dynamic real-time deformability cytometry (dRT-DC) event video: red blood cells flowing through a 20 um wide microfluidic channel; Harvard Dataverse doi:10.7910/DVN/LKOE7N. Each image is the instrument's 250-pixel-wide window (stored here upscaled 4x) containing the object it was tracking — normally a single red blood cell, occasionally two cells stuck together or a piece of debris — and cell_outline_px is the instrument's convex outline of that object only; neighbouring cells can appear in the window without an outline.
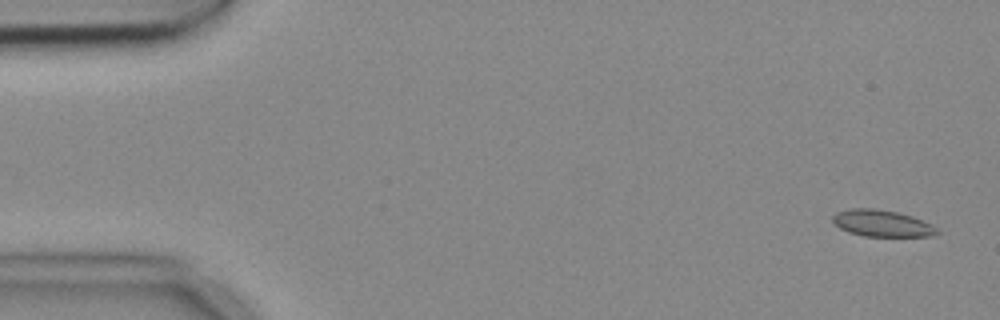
{"species": "common noctule bat (a hibernating species)", "species_latin": "Nyctalus noctula", "temperature_condition": "cold", "stored_images_in_passage": 5, "camera_frame_rate_fps": 3000, "um_per_image_px": 0.085, "animal": {"sex": "female", "body_mass_g": 18.4}, "frame": {"image": 1, "passage_image": 1, "time_ms": 0.0, "image_size_px": [1000, 320], "cell_outline_px": [[940, 232], [936, 236], [864, 236], [848, 232], [840, 228], [832, 220], [832, 216], [836, 212], [848, 208], [872, 208], [896, 212], [912, 216], [932, 224]], "centroid_in_image_um": [74.97, 18.98], "position_along_channel_um": 10.0, "area_um2": 16.24}}
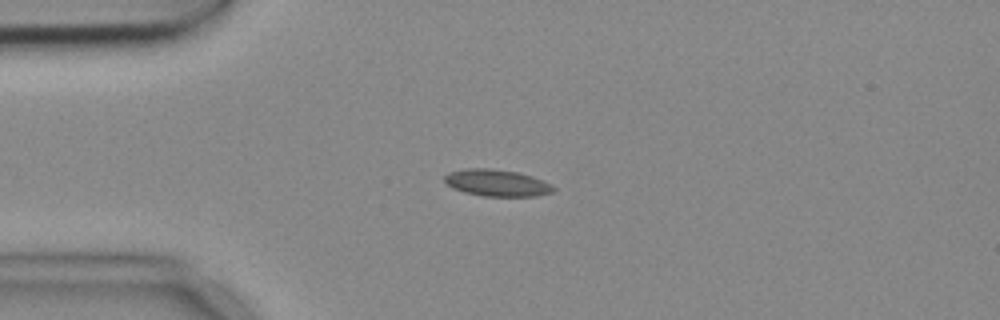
{"frame": {"image": 2, "passage_image": 4, "time_ms": 1.0, "image_size_px": [1000, 320], "cell_outline_px": [[556, 188], [552, 192], [536, 196], [484, 196], [464, 192], [452, 188], [444, 180], [444, 176], [448, 172], [464, 168], [488, 168], [516, 172], [532, 176], [544, 180], [552, 184]], "centroid_in_image_um": [42.23, 15.54], "position_along_channel_um": 42.8, "area_um2": 17.05}}